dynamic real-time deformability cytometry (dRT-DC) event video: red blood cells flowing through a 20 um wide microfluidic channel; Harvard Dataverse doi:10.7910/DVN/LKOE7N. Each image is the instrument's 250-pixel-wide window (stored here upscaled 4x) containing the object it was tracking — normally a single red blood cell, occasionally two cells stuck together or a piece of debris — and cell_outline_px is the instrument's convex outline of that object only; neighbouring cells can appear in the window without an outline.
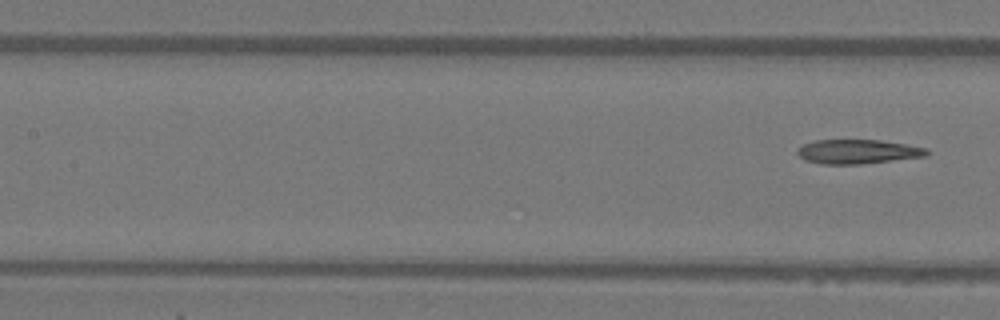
{"species": "Egyptian fruit bat (a non-hibernating species)", "species_latin": "Rousettus aegyptiacus", "temperature_condition": "warm", "stored_images_in_passage": 7, "segment_of_instrument_passage": [2, 2], "camera_frame_rate_fps": 3000, "um_per_image_px": 0.085, "animal": {"sex": "female"}, "frame": {"image": 1, "passage_image": 7, "time_ms": 2.0, "image_size_px": [1000, 320], "cell_outline_px": [[932, 152], [928, 156], [860, 164], [820, 164], [804, 160], [796, 152], [796, 148], [804, 144], [816, 140], [880, 140], [928, 148]], "centroid_in_image_um": [72.93, 12.89], "position_along_channel_um": 134.5, "area_um2": 18.44}}